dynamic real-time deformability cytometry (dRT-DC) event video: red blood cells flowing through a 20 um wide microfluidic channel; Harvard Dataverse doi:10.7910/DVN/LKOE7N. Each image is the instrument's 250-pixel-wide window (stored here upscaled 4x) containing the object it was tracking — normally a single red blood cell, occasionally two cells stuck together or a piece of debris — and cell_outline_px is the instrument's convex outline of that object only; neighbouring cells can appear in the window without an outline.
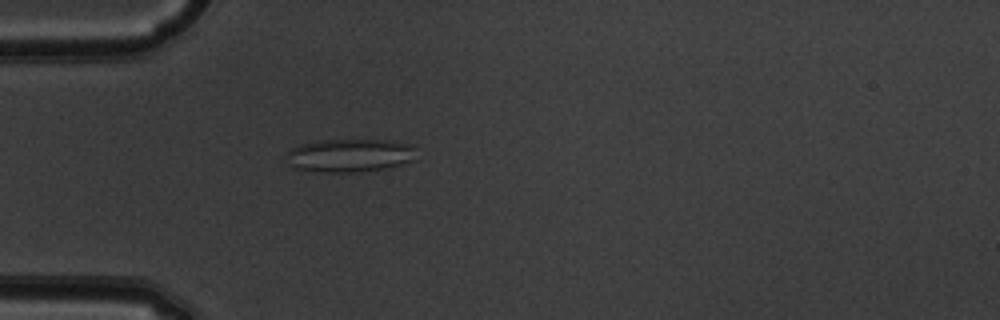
{"species": "common noctule bat (a hibernating species)", "species_latin": "Nyctalus noctula", "temperature_condition": "warm", "stored_images_in_passage": 50, "camera_frame_rate_fps": 3000, "um_per_image_px": 0.085, "animal": {"sex": "male", "body_mass_g": 19.5, "forearm_length_mm": 54.6}, "frame": {"image": 1, "passage_image": 15, "time_ms": 4.667, "image_size_px": [1000, 320], "cell_outline_px": [[416, 160], [384, 168], [352, 172], [328, 172], [296, 168], [292, 164], [288, 152], [292, 148], [300, 144], [324, 140], [388, 140], [408, 144], [412, 148]], "centroid_in_image_um": [29.77, 13.2], "position_along_channel_um": 55.2, "area_um2": 24.39}}
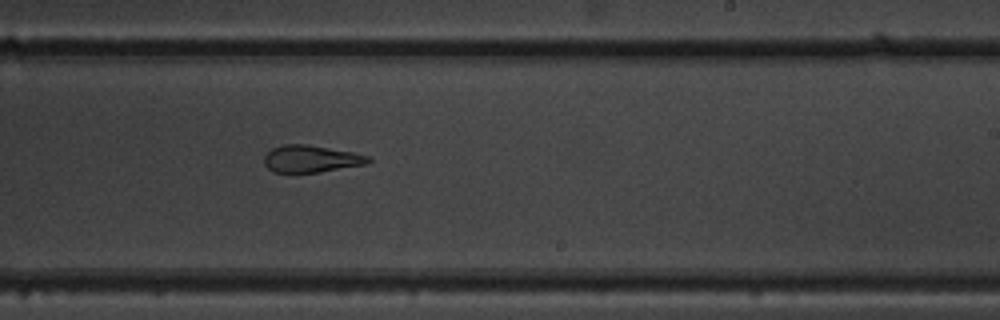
{"frame": {"image": 2, "passage_image": 31, "time_ms": 10.0, "image_size_px": [1000, 320], "cell_outline_px": [[372, 160], [368, 164], [320, 172], [272, 172], [264, 164], [264, 156], [272, 148], [284, 144], [304, 144], [352, 152], [372, 156]], "centroid_in_image_um": [26.47, 13.5], "position_along_channel_um": 262.5, "area_um2": 16.47}}
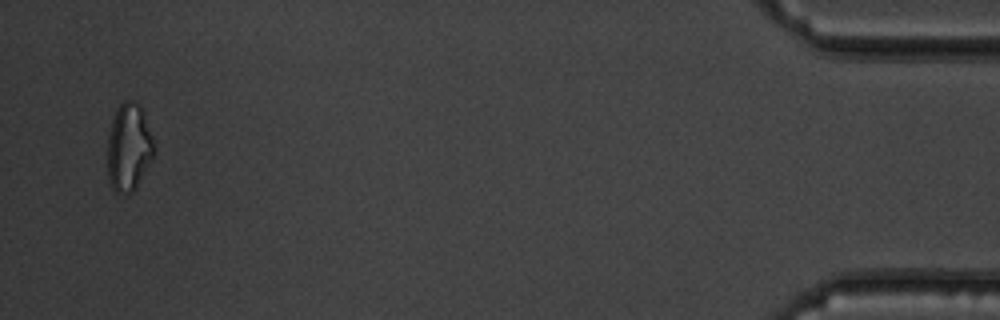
{"frame": {"image": 3, "passage_image": 49, "time_ms": 16.0, "image_size_px": [1000, 320], "cell_outline_px": [[156, 152], [152, 160], [136, 188], [132, 192], [116, 192], [112, 188], [108, 180], [108, 136], [112, 120], [116, 108], [124, 100], [136, 100], [140, 104], [144, 112], [156, 148]], "centroid_in_image_um": [10.97, 12.49], "position_along_channel_um": 424.2, "area_um2": 24.1}, "authors_computed_cell_mechanics": {"area_um2": 21.1837, "velocity_mm_per_s": 4.0312, "shape_relaxation_time_tau1_ms": null, "shape_relaxation_time_tau2_ms": 2.8051, "deformation_change_tau1": null, "deformation_change_tau2": 0.1263}}